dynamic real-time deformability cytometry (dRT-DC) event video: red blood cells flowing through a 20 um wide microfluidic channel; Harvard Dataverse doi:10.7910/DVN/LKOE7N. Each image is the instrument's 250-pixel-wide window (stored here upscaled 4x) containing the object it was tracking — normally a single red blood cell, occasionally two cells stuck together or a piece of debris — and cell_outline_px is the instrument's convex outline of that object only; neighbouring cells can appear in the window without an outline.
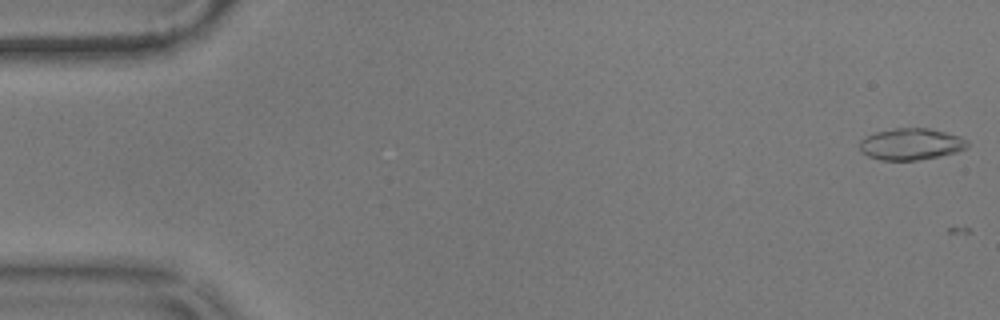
{"species": "common noctule bat (a hibernating species)", "species_latin": "Nyctalus noctula", "temperature_condition": "warm", "stored_images_in_passage": 4, "camera_frame_rate_fps": 3000, "um_per_image_px": 0.085, "animal": {"sex": "male", "body_mass_g": 17.9}, "frame": {"image": 1, "passage_image": 1, "time_ms": 0.0, "image_size_px": [1000, 320], "cell_outline_px": [[968, 148], [956, 152], [940, 156], [916, 160], [880, 160], [868, 156], [860, 152], [860, 140], [876, 132], [896, 128], [928, 128], [960, 136], [968, 144]], "centroid_in_image_um": [77.42, 12.26], "position_along_channel_um": 7.6, "area_um2": 19.71}}